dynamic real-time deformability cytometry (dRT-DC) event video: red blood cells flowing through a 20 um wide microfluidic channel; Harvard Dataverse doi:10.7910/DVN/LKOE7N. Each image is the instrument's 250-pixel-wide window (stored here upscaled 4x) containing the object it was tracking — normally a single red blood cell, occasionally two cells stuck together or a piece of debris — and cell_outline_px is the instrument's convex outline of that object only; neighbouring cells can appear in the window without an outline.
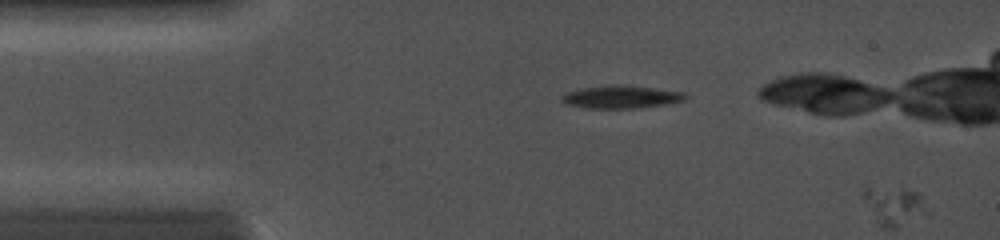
{"species": "common noctule bat (a hibernating species)", "species_latin": "Nyctalus noctula", "temperature_condition": "cold", "stored_images_in_passage": 4, "camera_frame_rate_fps": 5000, "um_per_image_px": 0.085, "animal": {"sex": "female", "body_mass_g": 19.0, "forearm_length_mm": 56.7}, "frame": {"image": 1, "passage_image": 3, "time_ms": 1.4, "image_size_px": [1000, 240], "cell_outline_px": [[688, 96], [684, 100], [664, 104], [636, 108], [588, 108], [564, 104], [560, 100], [560, 96], [564, 92], [580, 88], [616, 84], [620, 84], [684, 92]], "centroid_in_image_um": [52.71, 8.23], "position_along_channel_um": 32.3, "area_um2": 16.47}}